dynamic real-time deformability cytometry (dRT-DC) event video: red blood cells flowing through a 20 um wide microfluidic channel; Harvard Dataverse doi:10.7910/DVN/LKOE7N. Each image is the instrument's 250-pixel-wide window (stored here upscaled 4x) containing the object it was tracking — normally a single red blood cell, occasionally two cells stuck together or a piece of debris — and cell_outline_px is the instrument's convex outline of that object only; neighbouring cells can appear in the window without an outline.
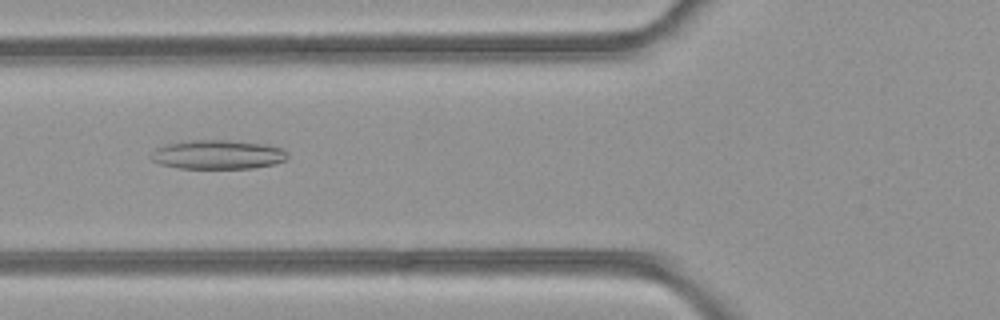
{"species": "common noctule bat (a hibernating species)", "species_latin": "Nyctalus noctula", "temperature_condition": "room temperature", "stored_images_in_passage": 35, "camera_frame_rate_fps": 3000, "um_per_image_px": 0.085, "animal": {"sex": "female", "body_mass_g": 21.9}, "frame": {"image": 1, "passage_image": 4, "time_ms": 1.0, "image_size_px": [1000, 320], "cell_outline_px": [[288, 156], [284, 160], [272, 164], [252, 168], [180, 168], [160, 164], [152, 160], [148, 156], [156, 148], [168, 144], [192, 140], [228, 140], [268, 144], [280, 148], [288, 152]], "centroid_in_image_um": [18.5, 13.13], "position_along_channel_um": 107.3, "area_um2": 23.06}}
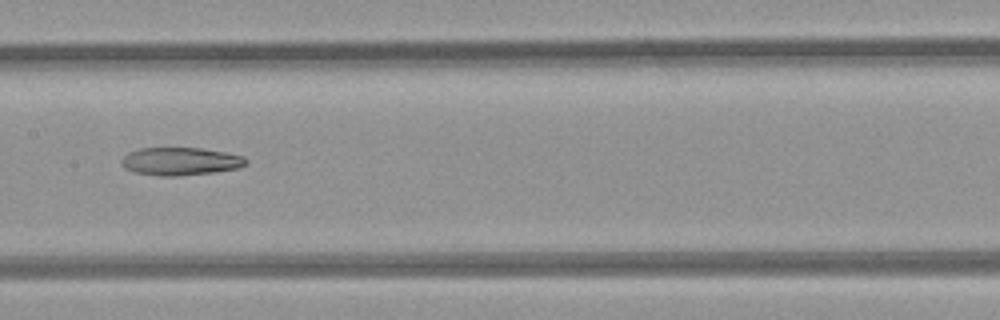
{"frame": {"image": 2, "passage_image": 10, "time_ms": 3.0, "image_size_px": [1000, 320], "cell_outline_px": [[248, 164], [240, 168], [216, 172], [176, 176], [160, 176], [132, 172], [124, 168], [120, 164], [120, 160], [128, 152], [140, 148], [200, 148], [224, 152], [244, 156], [248, 160]], "centroid_in_image_um": [15.33, 13.72], "position_along_channel_um": 192.1, "area_um2": 20.52}}
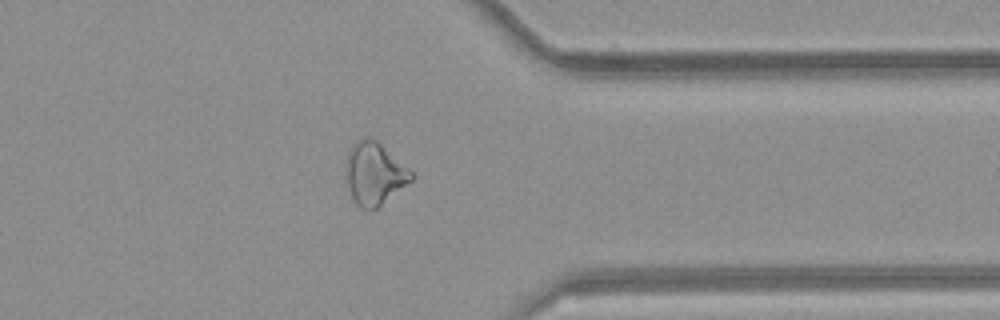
{"frame": {"image": 3, "passage_image": 24, "time_ms": 7.667, "image_size_px": [1000, 320], "cell_outline_px": [[412, 180], [376, 208], [360, 208], [352, 200], [348, 184], [348, 152], [352, 144], [356, 140], [368, 136], [376, 140], [412, 172]], "centroid_in_image_um": [31.81, 14.74], "position_along_channel_um": 379.6, "area_um2": 22.95}}